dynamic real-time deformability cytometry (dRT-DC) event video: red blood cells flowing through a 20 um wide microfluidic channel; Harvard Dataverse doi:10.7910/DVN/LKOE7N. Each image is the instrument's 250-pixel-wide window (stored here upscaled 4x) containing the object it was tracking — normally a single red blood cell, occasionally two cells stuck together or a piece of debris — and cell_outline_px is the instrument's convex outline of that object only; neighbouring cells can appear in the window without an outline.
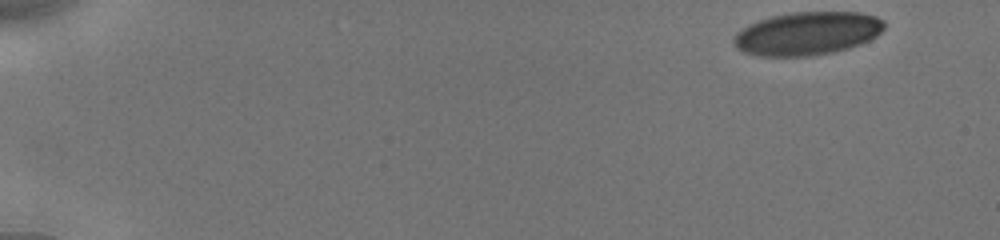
{"species": "human", "species_latin": "Homo sapiens", "temperature_condition": "cold", "stored_images_in_passage": 12, "camera_frame_rate_fps": 3000, "um_per_image_px": 0.085, "donor": {"sex": "male"}, "frame": {"image": 1, "passage_image": 1, "time_ms": 0.0, "image_size_px": [1000, 240], "cell_outline_px": [[884, 28], [876, 36], [860, 44], [848, 48], [832, 52], [812, 56], [760, 56], [744, 52], [736, 48], [732, 40], [736, 32], [748, 24], [772, 16], [792, 12], [860, 12], [876, 16], [884, 20]], "centroid_in_image_um": [68.6, 2.84], "position_along_channel_um": 16.4, "area_um2": 37.97}}
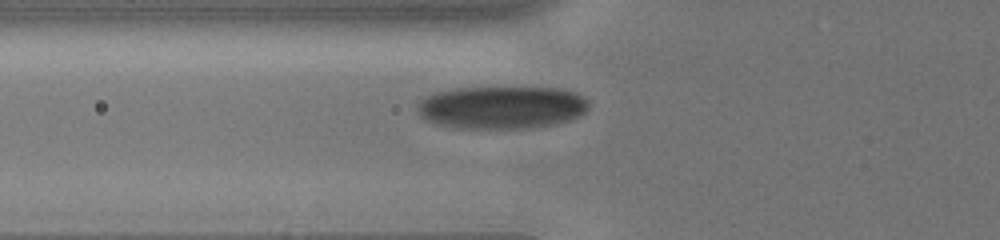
{"frame": {"image": 2, "passage_image": 9, "time_ms": 5.667, "image_size_px": [1000, 240], "cell_outline_px": [[588, 108], [580, 116], [556, 124], [532, 128], [456, 128], [436, 124], [420, 116], [416, 108], [416, 104], [420, 100], [436, 92], [456, 88], [560, 88], [576, 92], [584, 96], [588, 100]], "centroid_in_image_um": [42.66, 9.13], "position_along_channel_um": 83.1, "area_um2": 42.89}}
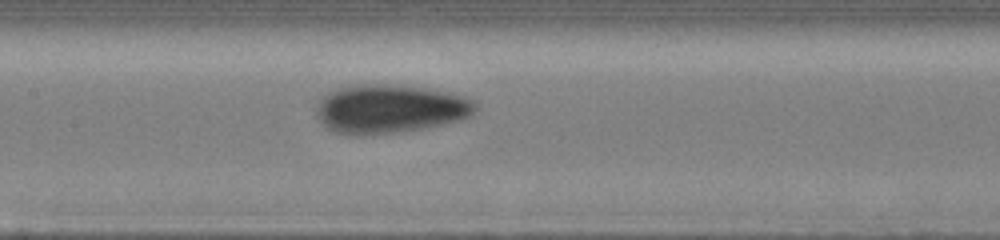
{"frame": {"image": 3, "passage_image": 12, "time_ms": 8.0, "image_size_px": [1000, 240], "cell_outline_px": [[476, 108], [468, 116], [460, 120], [444, 124], [424, 128], [400, 132], [360, 136], [336, 132], [328, 128], [316, 116], [316, 108], [320, 100], [328, 92], [348, 84], [400, 84], [432, 88], [464, 96], [476, 100]], "centroid_in_image_um": [33.14, 9.23], "position_along_channel_um": 174.3, "area_um2": 45.72}}